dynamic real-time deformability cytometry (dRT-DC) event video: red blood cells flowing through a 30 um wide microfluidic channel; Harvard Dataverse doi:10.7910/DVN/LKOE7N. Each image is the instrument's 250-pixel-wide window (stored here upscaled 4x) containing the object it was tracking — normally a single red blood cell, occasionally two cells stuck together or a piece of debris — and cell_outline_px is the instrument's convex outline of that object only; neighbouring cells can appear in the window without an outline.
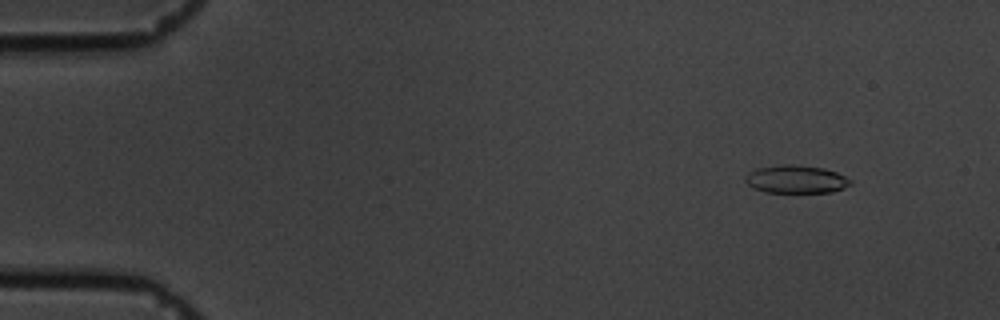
{"species": "common noctule bat (a hibernating species)", "species_latin": "Nyctalus noctula", "temperature_condition": "cold", "stored_images_in_passage": 25, "camera_frame_rate_fps": 3000, "um_per_image_px": 0.085, "animal": {"sex": "male", "body_mass_g": 19.5, "forearm_length_mm": 54.6}, "frame": {"image": 1, "passage_image": 5, "time_ms": 1.333, "image_size_px": [1000, 320], "cell_outline_px": [[852, 184], [844, 188], [832, 192], [764, 192], [748, 184], [744, 180], [744, 176], [748, 172], [756, 168], [784, 164], [792, 164], [824, 168], [836, 172], [852, 180]], "centroid_in_image_um": [67.66, 15.23], "position_along_channel_um": 17.3, "area_um2": 17.17}}
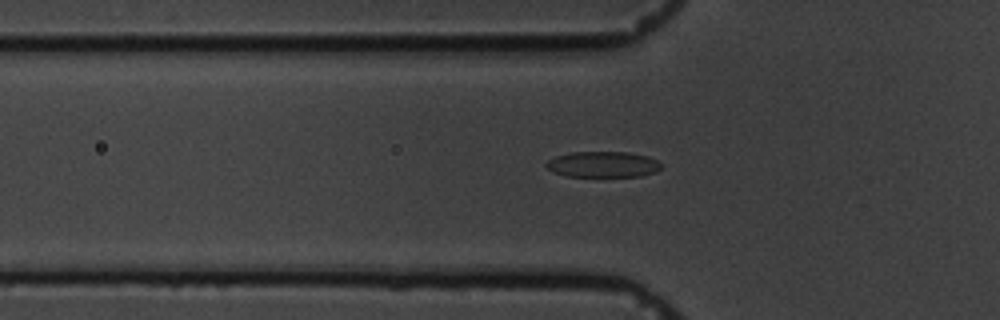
{"frame": {"image": 2, "passage_image": 19, "time_ms": 6.0, "image_size_px": [1000, 320], "cell_outline_px": [[664, 164], [656, 172], [640, 176], [568, 176], [552, 172], [544, 164], [548, 160], [556, 156], [572, 152], [628, 152], [648, 156]], "centroid_in_image_um": [51.27, 13.97], "position_along_channel_um": 74.5, "area_um2": 17.34}}
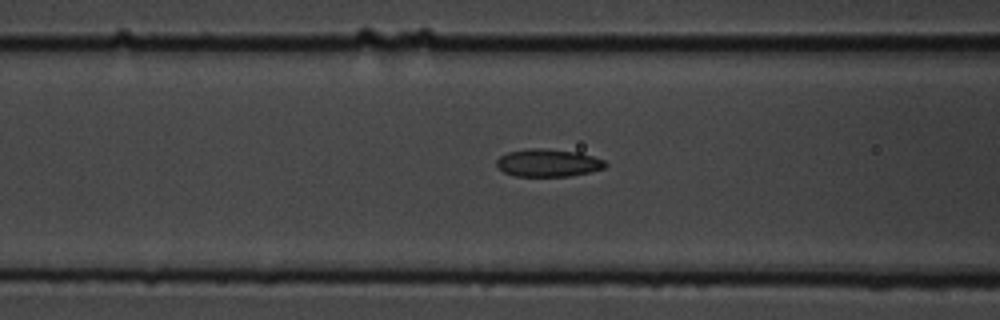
{"frame": {"image": 3, "passage_image": 23, "time_ms": 7.333, "image_size_px": [1000, 320], "cell_outline_px": [[608, 164], [604, 168], [588, 172], [568, 176], [516, 176], [504, 172], [496, 164], [496, 160], [500, 156], [508, 152], [528, 148], [544, 148], [580, 152], [604, 160]], "centroid_in_image_um": [46.59, 13.83], "position_along_channel_um": 120.0, "area_um2": 17.51}}